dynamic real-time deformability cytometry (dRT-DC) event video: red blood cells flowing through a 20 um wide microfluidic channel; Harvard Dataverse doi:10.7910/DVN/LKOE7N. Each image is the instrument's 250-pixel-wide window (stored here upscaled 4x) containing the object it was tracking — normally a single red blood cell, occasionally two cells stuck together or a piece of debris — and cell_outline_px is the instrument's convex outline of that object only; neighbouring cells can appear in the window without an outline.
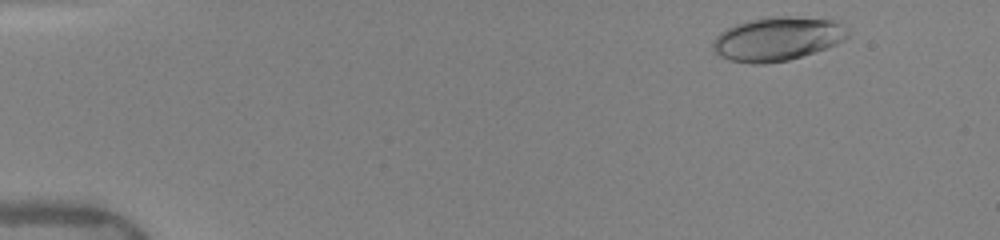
{"species": "human", "species_latin": "Homo sapiens", "temperature_condition": "warm", "stored_images_in_passage": 48, "camera_frame_rate_fps": 3000, "um_per_image_px": 0.085, "donor": {"sex": "female"}, "frame": {"image": 1, "passage_image": 3, "time_ms": 0.667, "image_size_px": [1000, 240], "cell_outline_px": [[848, 36], [844, 40], [836, 44], [788, 60], [764, 64], [752, 64], [728, 60], [720, 56], [712, 48], [712, 44], [716, 36], [720, 32], [736, 24], [748, 20], [768, 16], [792, 16], [836, 20], [848, 28]], "centroid_in_image_um": [66.07, 3.29], "position_along_channel_um": 18.9, "area_um2": 34.51}}
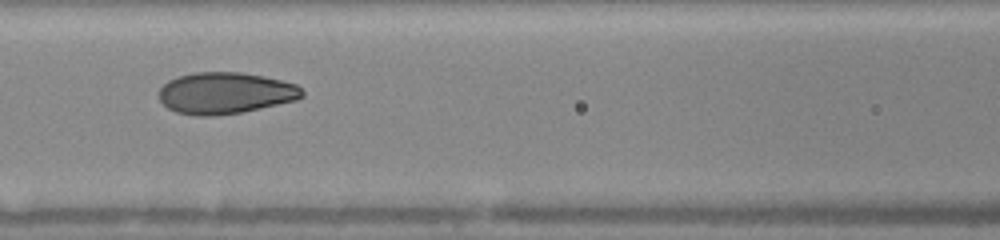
{"frame": {"image": 2, "passage_image": 21, "time_ms": 6.667, "image_size_px": [1000, 240], "cell_outline_px": [[304, 96], [296, 100], [260, 108], [240, 112], [212, 116], [196, 116], [176, 112], [168, 108], [160, 100], [160, 88], [168, 80], [176, 76], [192, 72], [240, 72], [264, 76], [296, 84], [304, 92]], "centroid_in_image_um": [19.13, 7.9], "position_along_channel_um": 147.5, "area_um2": 34.62}}
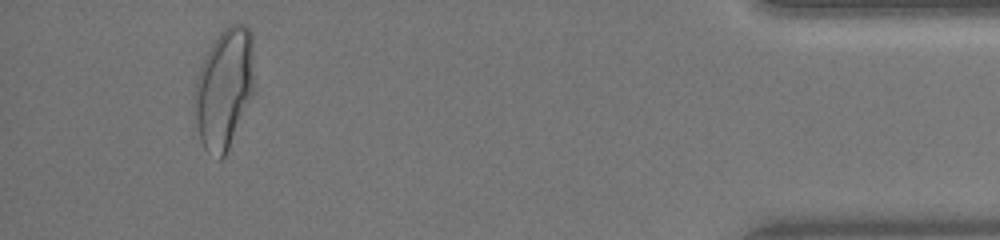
{"frame": {"image": 3, "passage_image": 45, "time_ms": 14.667, "image_size_px": [1000, 240], "cell_outline_px": [[256, 88], [228, 148], [224, 156], [220, 160], [208, 152], [204, 148], [200, 140], [192, 108], [192, 100], [196, 80], [200, 68], [212, 44], [224, 28], [228, 24], [244, 24], [252, 32]], "centroid_in_image_um": [19.07, 7.51], "position_along_channel_um": 416.1, "area_um2": 42.43}, "authors_computed_cell_mechanics": {"area_um2": 34.391, "velocity_mm_per_s": 4.0543, "shape_relaxation_time_tau1_ms": 4.1131, "shape_relaxation_time_tau2_ms": 0.7461, "deformation_change_tau1": 0.1766, "deformation_change_tau2": 0.0546}}